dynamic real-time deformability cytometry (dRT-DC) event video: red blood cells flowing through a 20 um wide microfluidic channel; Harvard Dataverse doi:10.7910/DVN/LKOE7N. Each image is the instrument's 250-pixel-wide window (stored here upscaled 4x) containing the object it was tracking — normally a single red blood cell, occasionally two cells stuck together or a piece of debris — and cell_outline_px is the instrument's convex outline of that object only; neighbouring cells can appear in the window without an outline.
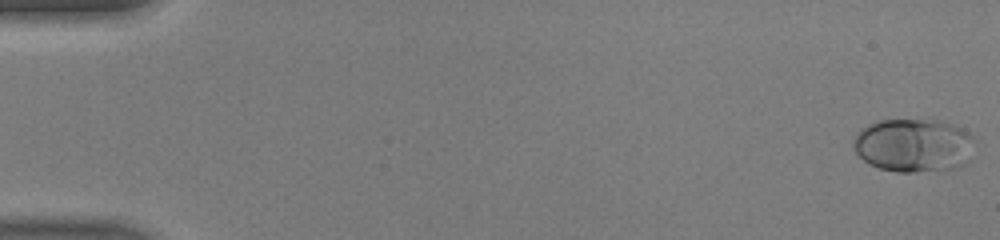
{"species": "human", "species_latin": "Homo sapiens", "temperature_condition": "warm", "stored_images_in_passage": 47, "camera_frame_rate_fps": 3000, "um_per_image_px": 0.085, "donor": {"sex": "male"}, "frame": {"image": 1, "passage_image": 1, "time_ms": 0.0, "image_size_px": [1000, 240], "cell_outline_px": [[976, 140], [964, 164], [956, 168], [912, 172], [896, 172], [880, 168], [864, 160], [852, 148], [852, 140], [856, 132], [860, 128], [868, 124], [880, 120], [940, 120], [968, 132]], "centroid_in_image_um": [77.61, 12.34], "position_along_channel_um": 7.4, "area_um2": 37.74}}
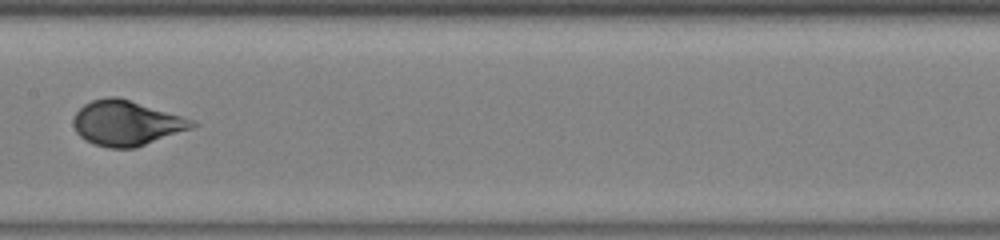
{"frame": {"image": 2, "passage_image": 25, "time_ms": 8.0, "image_size_px": [1000, 240], "cell_outline_px": [[200, 124], [192, 128], [136, 148], [108, 148], [84, 140], [76, 132], [72, 124], [72, 120], [76, 112], [84, 104], [92, 100], [108, 96], [116, 96], [196, 120]], "centroid_in_image_um": [10.75, 10.46], "position_along_channel_um": 196.7, "area_um2": 31.27}}
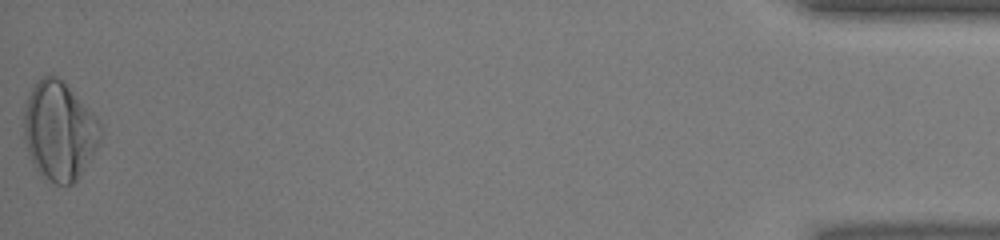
{"frame": {"image": 3, "passage_image": 47, "time_ms": 15.333, "image_size_px": [1000, 240], "cell_outline_px": [[100, 144], [76, 180], [72, 184], [56, 184], [44, 176], [36, 168], [28, 152], [24, 136], [24, 100], [32, 88], [44, 76], [56, 76], [64, 80], [92, 112], [100, 124]], "centroid_in_image_um": [5.03, 11.09], "position_along_channel_um": 430.2, "area_um2": 43.7}, "authors_computed_cell_mechanics": {"area_um2": 31.7322, "velocity_mm_per_s": 4.4618, "shape_relaxation_time_tau1_ms": 2.968, "shape_relaxation_time_tau2_ms": null, "deformation_change_tau1": 0.1957, "deformation_change_tau2": null}}